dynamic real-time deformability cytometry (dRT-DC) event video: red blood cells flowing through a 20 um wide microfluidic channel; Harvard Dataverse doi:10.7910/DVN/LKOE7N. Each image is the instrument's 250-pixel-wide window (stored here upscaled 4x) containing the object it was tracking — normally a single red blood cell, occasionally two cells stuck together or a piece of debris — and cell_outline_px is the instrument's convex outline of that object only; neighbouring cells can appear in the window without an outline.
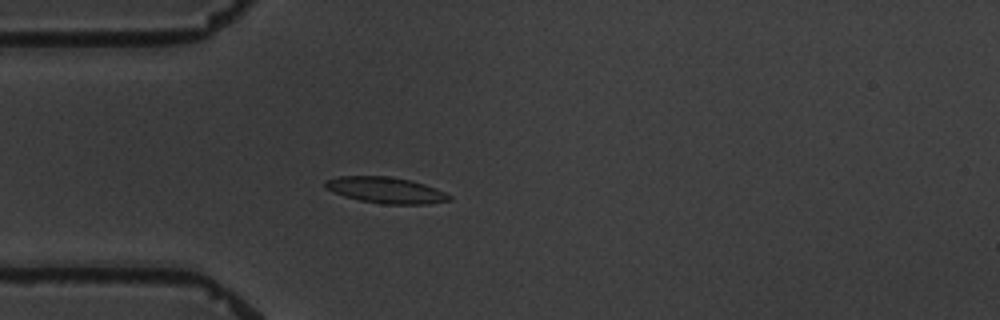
{"species": "common noctule bat (a hibernating species)", "species_latin": "Nyctalus noctula", "temperature_condition": "warm", "stored_images_in_passage": 5, "camera_frame_rate_fps": 3000, "um_per_image_px": 0.085, "animal": {"sex": "male", "body_mass_g": 19.5, "forearm_length_mm": 54.6}, "frame": {"image": 1, "passage_image": 5, "time_ms": 4.333, "image_size_px": [1000, 320], "cell_outline_px": [[452, 200], [428, 204], [384, 204], [360, 200], [344, 196], [328, 188], [324, 184], [324, 180], [336, 176], [388, 176], [412, 180], [436, 188], [452, 196]], "centroid_in_image_um": [32.83, 16.15], "position_along_channel_um": 52.2, "area_um2": 18.84}}